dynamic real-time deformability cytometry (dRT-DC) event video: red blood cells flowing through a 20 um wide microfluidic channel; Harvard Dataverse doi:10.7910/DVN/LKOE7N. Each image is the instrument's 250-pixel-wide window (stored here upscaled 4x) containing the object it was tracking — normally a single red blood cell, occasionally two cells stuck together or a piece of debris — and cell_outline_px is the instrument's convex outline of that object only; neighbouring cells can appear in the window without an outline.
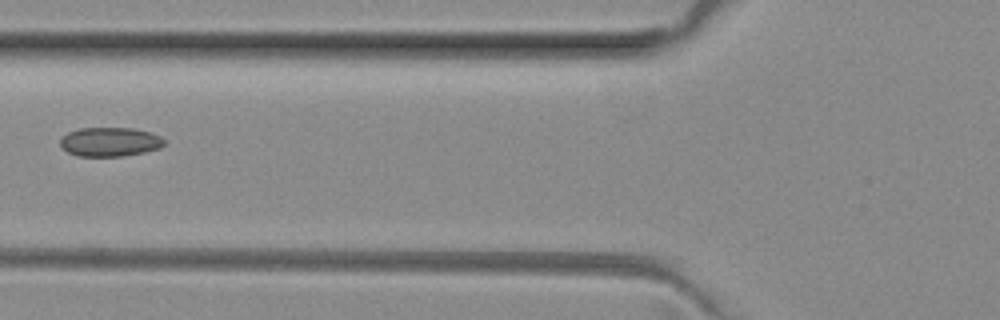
{"species": "common noctule bat (a hibernating species)", "species_latin": "Nyctalus noctula", "temperature_condition": "room temperature", "stored_images_in_passage": 5, "camera_frame_rate_fps": 3000, "um_per_image_px": 0.085, "animal": {"sex": "female", "body_mass_g": 29.2, "forearm_length_mm": 56.3}, "frame": {"image": 1, "passage_image": 4, "time_ms": 1.0, "image_size_px": [1000, 320], "cell_outline_px": [[164, 144], [160, 148], [144, 152], [124, 156], [76, 156], [68, 152], [60, 144], [60, 140], [68, 132], [80, 128], [132, 128], [148, 132], [160, 136], [164, 140]], "centroid_in_image_um": [9.34, 12.06], "position_along_channel_um": 116.5, "area_um2": 17.51}}
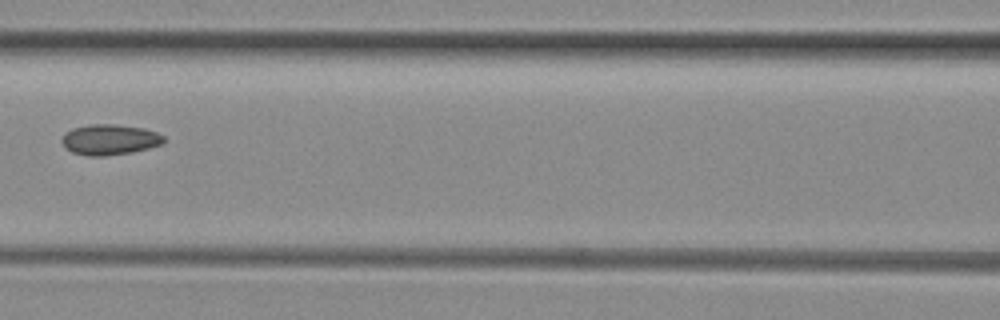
{"frame": {"image": 2, "passage_image": 5, "time_ms": 1.333, "image_size_px": [1000, 320], "cell_outline_px": [[164, 144], [132, 152], [104, 156], [88, 156], [72, 152], [64, 148], [60, 140], [64, 132], [72, 128], [88, 124], [112, 124], [144, 128], [156, 132], [164, 136]], "centroid_in_image_um": [9.28, 11.86], "position_along_channel_um": 157.3, "area_um2": 18.38}}